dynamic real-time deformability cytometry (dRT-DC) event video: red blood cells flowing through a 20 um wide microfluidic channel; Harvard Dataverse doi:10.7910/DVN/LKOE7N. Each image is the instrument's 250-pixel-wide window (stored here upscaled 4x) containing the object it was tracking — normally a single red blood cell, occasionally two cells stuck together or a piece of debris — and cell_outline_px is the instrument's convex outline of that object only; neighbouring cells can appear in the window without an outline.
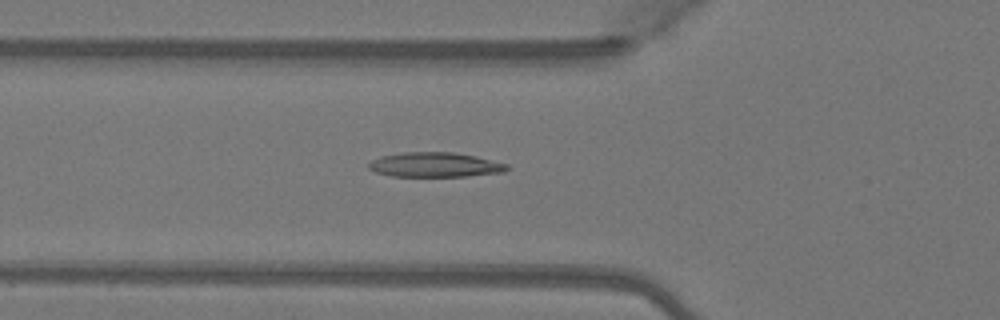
{"species": "Egyptian fruit bat (a non-hibernating species)", "species_latin": "Rousettus aegyptiacus", "temperature_condition": "warm", "stored_images_in_passage": 47, "camera_frame_rate_fps": 3000, "um_per_image_px": 0.085, "animal": {"sex": "female"}, "frame": {"image": 1, "passage_image": 18, "time_ms": 5.667, "image_size_px": [1000, 320], "cell_outline_px": [[508, 168], [504, 172], [468, 176], [392, 176], [376, 172], [368, 168], [368, 164], [372, 160], [380, 156], [404, 152], [452, 152], [476, 156], [508, 164]], "centroid_in_image_um": [36.97, 14.0], "position_along_channel_um": 88.8, "area_um2": 19.83}}
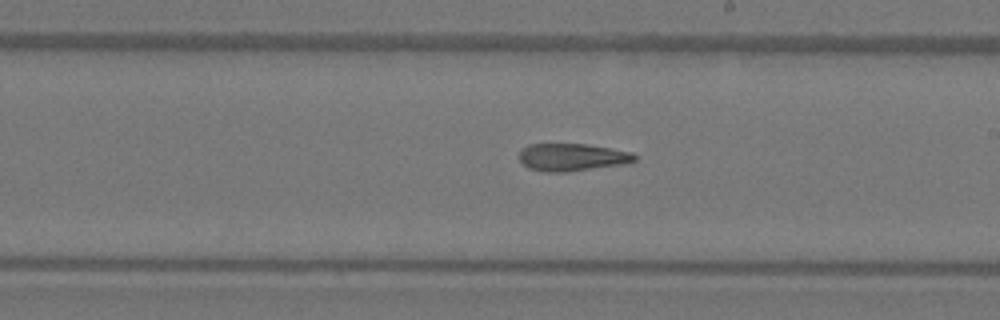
{"frame": {"image": 2, "passage_image": 29, "time_ms": 9.333, "image_size_px": [1000, 320], "cell_outline_px": [[636, 160], [628, 164], [568, 172], [540, 172], [528, 168], [520, 160], [520, 148], [528, 144], [584, 144], [632, 152], [636, 156]], "centroid_in_image_um": [48.62, 13.38], "position_along_channel_um": 240.4, "area_um2": 18.73}}
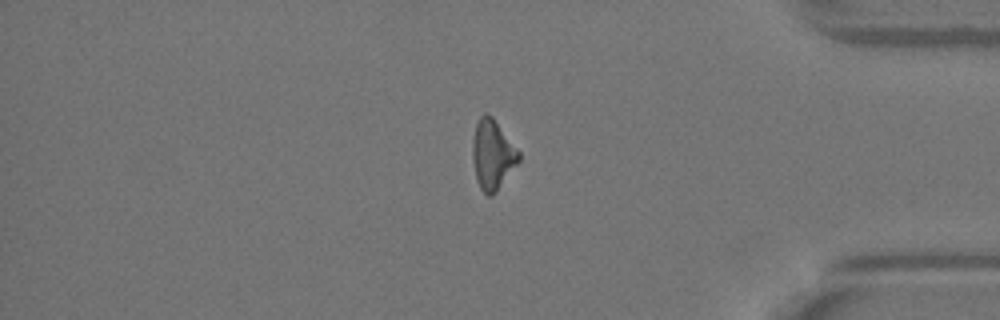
{"frame": {"image": 3, "passage_image": 42, "time_ms": 13.667, "image_size_px": [1000, 320], "cell_outline_px": [[520, 160], [496, 192], [492, 196], [488, 196], [480, 188], [476, 180], [472, 156], [472, 140], [476, 124], [480, 116], [484, 112], [488, 112], [492, 116], [520, 152]], "centroid_in_image_um": [41.85, 13.13], "position_along_channel_um": 393.3, "area_um2": 18.84}}